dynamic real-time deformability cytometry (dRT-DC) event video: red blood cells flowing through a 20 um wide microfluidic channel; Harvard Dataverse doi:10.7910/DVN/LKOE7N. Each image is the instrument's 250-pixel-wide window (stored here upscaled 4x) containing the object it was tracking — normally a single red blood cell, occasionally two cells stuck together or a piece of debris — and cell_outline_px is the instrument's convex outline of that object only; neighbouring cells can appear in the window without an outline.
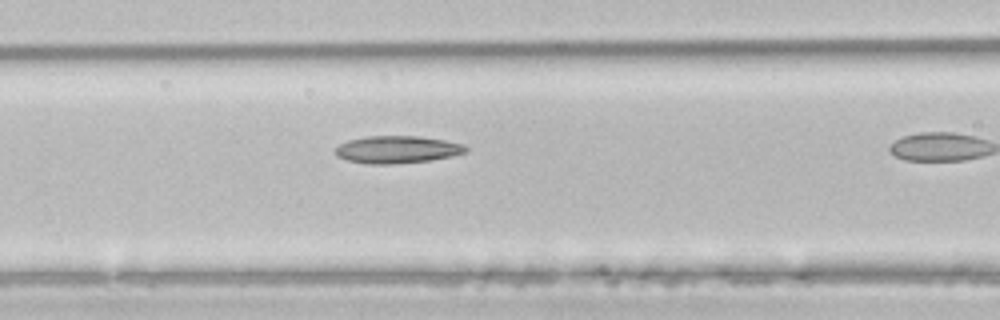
{"species": "common noctule bat (a hibernating species)", "species_latin": "Nyctalus noctula", "temperature_condition": "room temperature", "stored_images_in_passage": 10, "camera_frame_rate_fps": 3000, "um_per_image_px": 0.085, "animal": {"sex": "male", "body_mass_g": 21.5, "forearm_length_mm": 52.0}, "frame": {"image": 1, "passage_image": 9, "time_ms": 2.667, "image_size_px": [1000, 320], "cell_outline_px": [[468, 152], [452, 156], [428, 160], [392, 164], [368, 164], [348, 160], [336, 156], [332, 152], [340, 144], [348, 140], [368, 136], [420, 136], [444, 140], [464, 144], [468, 148]], "centroid_in_image_um": [33.75, 12.71], "position_along_channel_um": 132.8, "area_um2": 20.87}}